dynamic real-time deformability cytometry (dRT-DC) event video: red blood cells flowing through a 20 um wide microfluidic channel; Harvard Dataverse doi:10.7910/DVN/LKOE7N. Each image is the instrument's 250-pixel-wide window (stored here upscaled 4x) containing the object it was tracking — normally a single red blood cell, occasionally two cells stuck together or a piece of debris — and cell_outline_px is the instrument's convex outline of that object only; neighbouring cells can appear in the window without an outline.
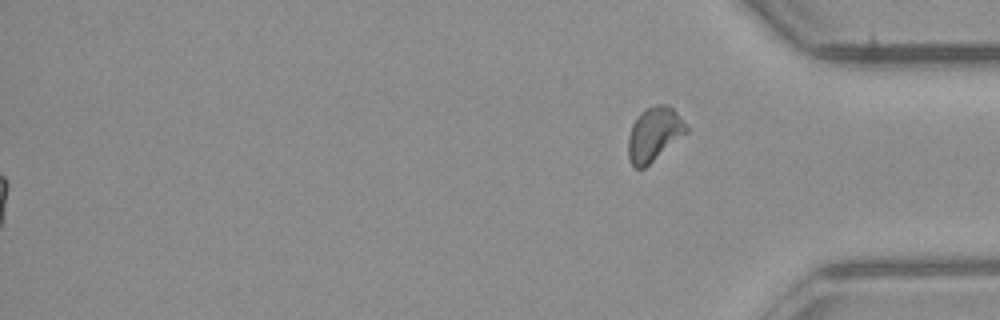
{"species": "common noctule bat (a hibernating species)", "species_latin": "Nyctalus noctula", "temperature_condition": "room temperature", "stored_images_in_passage": 46, "segment_of_instrument_passage": [2, 2], "camera_frame_rate_fps": 3000, "um_per_image_px": 0.085, "animal": {"sex": "male", "body_mass_g": 23.1, "forearm_length_mm": 52.7}, "frame": {"image": 1, "passage_image": 46, "time_ms": 15.0, "image_size_px": [1000, 320], "cell_outline_px": [[688, 132], [644, 168], [636, 168], [632, 164], [628, 156], [628, 136], [632, 124], [640, 112], [644, 108], [656, 104], [668, 104], [676, 112], [688, 128]], "centroid_in_image_um": [55.58, 11.38], "position_along_channel_um": 379.6, "area_um2": 18.21}}